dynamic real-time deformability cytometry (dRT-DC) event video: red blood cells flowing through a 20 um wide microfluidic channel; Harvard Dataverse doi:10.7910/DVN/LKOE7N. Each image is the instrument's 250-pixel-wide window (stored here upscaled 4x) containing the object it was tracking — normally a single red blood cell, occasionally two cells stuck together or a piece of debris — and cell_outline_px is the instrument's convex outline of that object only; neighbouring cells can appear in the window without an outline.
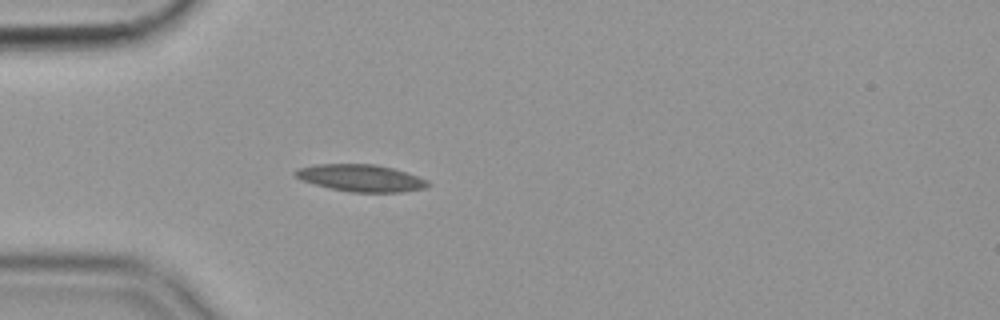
{"species": "common noctule bat (a hibernating species)", "species_latin": "Nyctalus noctula", "temperature_condition": "cold", "stored_images_in_passage": 41, "camera_frame_rate_fps": 3000, "um_per_image_px": 0.085, "animal": {"sex": "female", "body_mass_g": 19.9}, "frame": {"image": 1, "passage_image": 1, "time_ms": 0.0, "image_size_px": [1000, 320], "cell_outline_px": [[428, 184], [424, 188], [400, 192], [352, 192], [332, 188], [300, 180], [292, 172], [296, 168], [316, 164], [376, 164], [392, 168], [428, 180]], "centroid_in_image_um": [30.61, 15.12], "position_along_channel_um": 54.4, "area_um2": 20.63}}
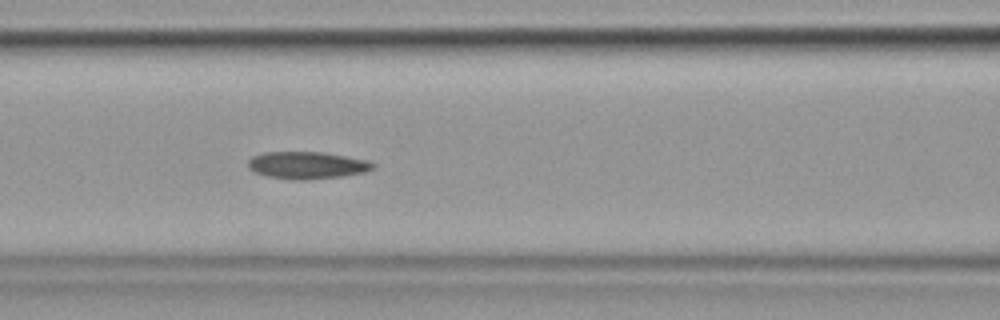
{"frame": {"image": 2, "passage_image": 9, "time_ms": 2.667, "image_size_px": [1000, 320], "cell_outline_px": [[376, 164], [372, 168], [364, 172], [340, 176], [300, 180], [296, 180], [268, 176], [252, 172], [248, 168], [248, 160], [252, 156], [264, 152], [324, 152], [368, 160]], "centroid_in_image_um": [26.06, 14.03], "position_along_channel_um": 140.5, "area_um2": 19.71}}
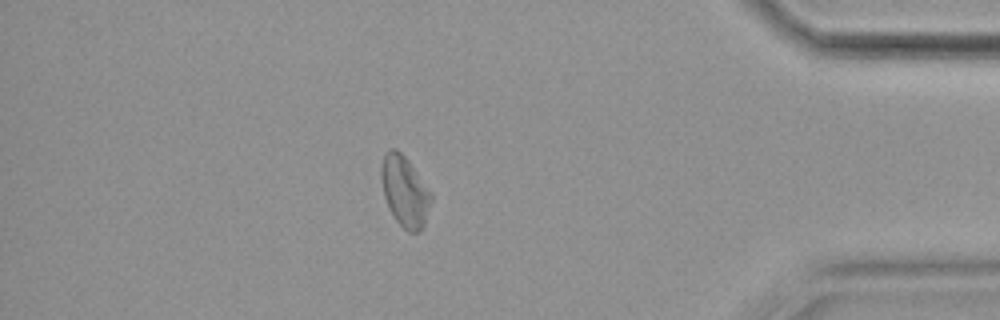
{"frame": {"image": 3, "passage_image": 34, "time_ms": 11.0, "image_size_px": [1000, 320], "cell_outline_px": [[432, 200], [424, 224], [416, 232], [408, 232], [396, 220], [388, 208], [384, 196], [380, 176], [380, 168], [384, 152], [392, 148], [396, 148], [408, 160], [432, 192]], "centroid_in_image_um": [34.39, 16.23], "position_along_channel_um": 400.8, "area_um2": 20.58}, "authors_computed_cell_mechanics": {"area_um2": 19.7098, "velocity_mm_per_s": 3.5512, "shape_relaxation_time_tau1_ms": 9.9128, "shape_relaxation_time_tau2_ms": 8.6976, "deformation_change_tau1": 0.1717, "deformation_change_tau2": 0.1763}}